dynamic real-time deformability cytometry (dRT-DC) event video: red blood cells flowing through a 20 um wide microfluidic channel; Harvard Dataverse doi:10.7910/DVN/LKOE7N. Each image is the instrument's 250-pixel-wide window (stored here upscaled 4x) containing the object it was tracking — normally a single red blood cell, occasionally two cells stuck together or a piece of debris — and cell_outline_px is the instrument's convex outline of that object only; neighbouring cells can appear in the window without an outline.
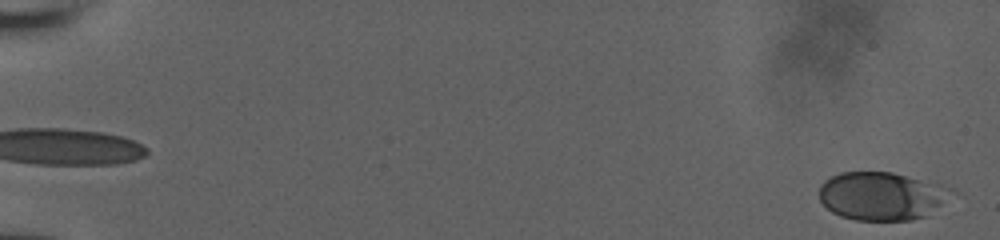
{"species": "human", "species_latin": "Homo sapiens", "temperature_condition": "room temperature", "stored_images_in_passage": 67, "camera_frame_rate_fps": 3000, "um_per_image_px": 0.085, "donor": {"sex": "male"}, "frame": {"image": 1, "passage_image": 2, "time_ms": 0.333, "image_size_px": [1000, 240], "cell_outline_px": [[940, 204], [924, 216], [912, 220], [856, 220], [840, 216], [832, 212], [820, 200], [820, 184], [824, 180], [840, 172], [892, 172], [916, 180], [940, 196]], "centroid_in_image_um": [74.56, 16.7], "position_along_channel_um": 10.4, "area_um2": 34.28}}
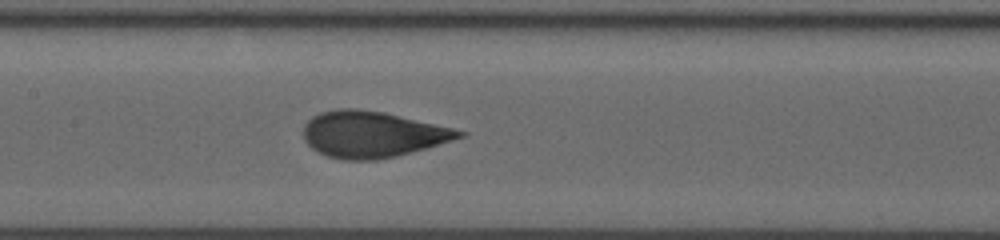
{"frame": {"image": 2, "passage_image": 32, "time_ms": 10.0, "image_size_px": [1000, 240], "cell_outline_px": [[468, 132], [464, 136], [452, 140], [396, 156], [376, 160], [344, 160], [328, 156], [312, 148], [304, 140], [304, 124], [312, 116], [320, 112], [336, 108], [356, 108], [384, 112], [452, 128]], "centroid_in_image_um": [31.6, 11.41], "position_along_channel_um": 175.8, "area_um2": 41.62}}
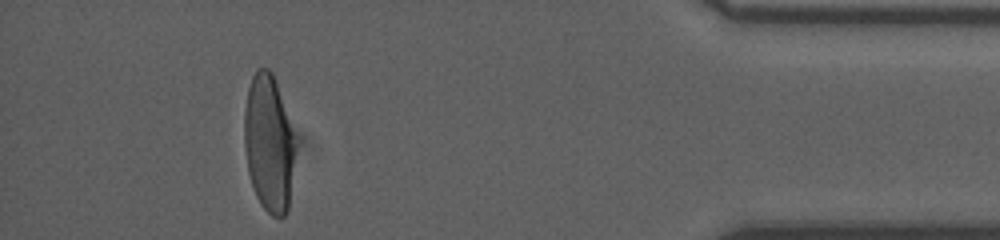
{"frame": {"image": 3, "passage_image": 59, "time_ms": 17.333, "image_size_px": [1000, 240], "cell_outline_px": [[296, 148], [288, 212], [284, 216], [272, 216], [260, 204], [256, 196], [248, 172], [244, 148], [244, 108], [248, 88], [252, 76], [256, 68], [268, 68], [272, 72], [296, 144]], "centroid_in_image_um": [22.83, 12.22], "position_along_channel_um": 412.4, "area_um2": 40.63}, "authors_computed_cell_mechanics": {"area_um2": 41.327, "velocity_mm_per_s": 3.8621, "shape_relaxation_time_tau1_ms": 4.4825, "shape_relaxation_time_tau2_ms": null, "deformation_change_tau1": 0.1934, "deformation_change_tau2": null}}